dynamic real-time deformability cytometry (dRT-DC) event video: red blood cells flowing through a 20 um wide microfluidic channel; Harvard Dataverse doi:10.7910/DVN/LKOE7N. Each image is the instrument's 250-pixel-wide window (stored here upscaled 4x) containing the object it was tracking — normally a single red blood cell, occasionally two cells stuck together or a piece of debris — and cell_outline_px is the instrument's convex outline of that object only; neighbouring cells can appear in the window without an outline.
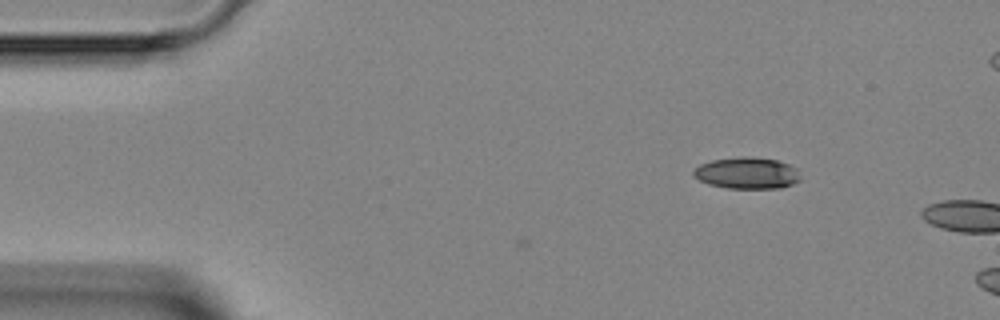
{"species": "Egyptian fruit bat (a non-hibernating species)", "species_latin": "Rousettus aegyptiacus", "temperature_condition": "room temperature", "stored_images_in_passage": 3, "camera_frame_rate_fps": 3000, "um_per_image_px": 0.085, "animal": {"sex": "female"}, "frame": {"image": 1, "passage_image": 3, "time_ms": 3.333, "image_size_px": [1000, 320], "cell_outline_px": [[800, 180], [792, 184], [780, 188], [728, 188], [708, 184], [692, 176], [692, 172], [700, 164], [712, 160], [776, 160], [788, 164], [796, 168], [800, 176]], "centroid_in_image_um": [63.49, 14.78], "position_along_channel_um": 21.5, "area_um2": 18.61}}